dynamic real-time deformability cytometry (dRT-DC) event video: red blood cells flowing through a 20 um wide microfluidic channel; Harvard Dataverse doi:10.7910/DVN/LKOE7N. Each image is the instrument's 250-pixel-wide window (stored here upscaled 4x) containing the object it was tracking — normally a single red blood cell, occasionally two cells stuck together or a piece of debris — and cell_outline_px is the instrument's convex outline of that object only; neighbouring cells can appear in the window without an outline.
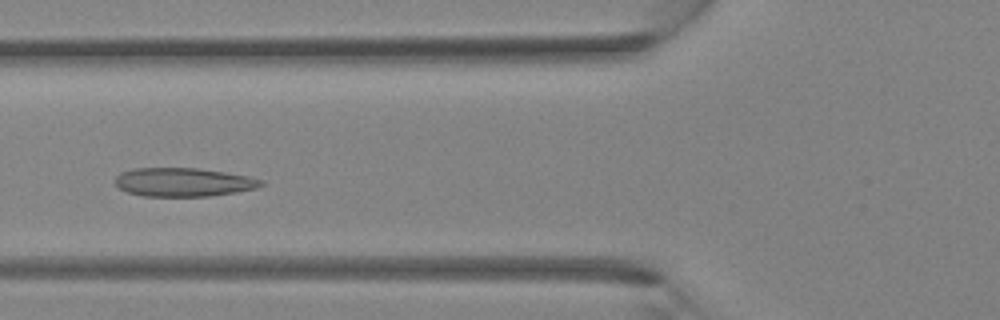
{"species": "Egyptian fruit bat (a non-hibernating species)", "species_latin": "Rousettus aegyptiacus", "temperature_condition": "room temperature", "stored_images_in_passage": 5, "camera_frame_rate_fps": 3000, "um_per_image_px": 0.085, "animal": {"sex": "female"}, "frame": {"image": 1, "passage_image": 5, "time_ms": 5.333, "image_size_px": [1000, 320], "cell_outline_px": [[264, 184], [256, 188], [236, 192], [208, 196], [144, 196], [128, 192], [120, 188], [116, 184], [116, 176], [120, 172], [132, 168], [196, 168], [224, 172], [248, 176], [264, 180]], "centroid_in_image_um": [15.59, 15.48], "position_along_channel_um": 110.2, "area_um2": 24.28}}